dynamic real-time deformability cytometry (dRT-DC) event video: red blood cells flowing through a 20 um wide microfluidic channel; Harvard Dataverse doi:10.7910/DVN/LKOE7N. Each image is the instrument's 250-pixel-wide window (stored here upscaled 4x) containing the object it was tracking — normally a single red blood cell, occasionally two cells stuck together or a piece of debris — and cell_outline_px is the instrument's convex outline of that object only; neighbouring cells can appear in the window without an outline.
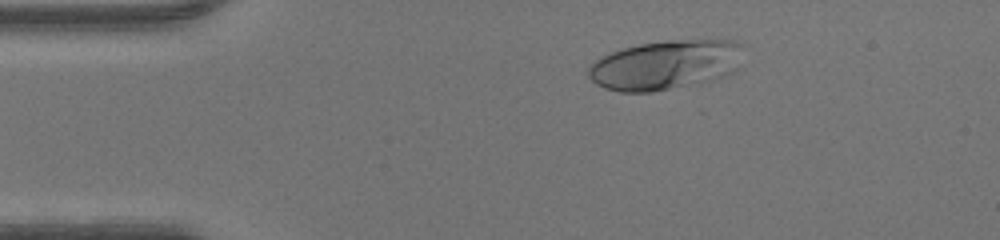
{"species": "human", "species_latin": "Homo sapiens", "temperature_condition": "warm", "stored_images_in_passage": 45, "camera_frame_rate_fps": 3000, "um_per_image_px": 0.085, "donor": {"sex": "male"}, "frame": {"image": 1, "passage_image": 6, "time_ms": 1.667, "image_size_px": [1000, 240], "cell_outline_px": [[748, 44], [736, 72], [700, 84], [652, 92], [620, 92], [604, 88], [596, 84], [588, 76], [588, 68], [600, 56], [624, 48], [640, 44], [668, 40], [736, 40]], "centroid_in_image_um": [56.66, 5.51], "position_along_channel_um": 28.3, "area_um2": 45.6}}
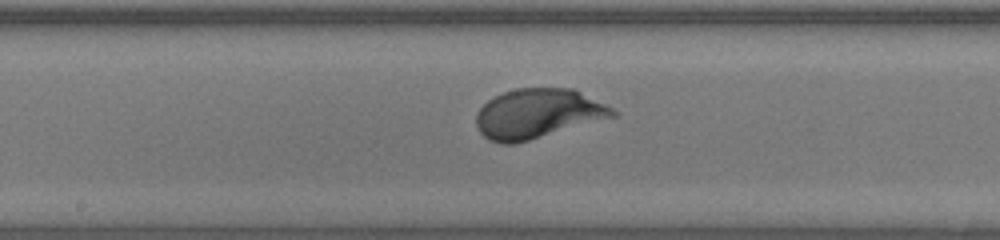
{"frame": {"image": 2, "passage_image": 22, "time_ms": 7.0, "image_size_px": [1000, 240], "cell_outline_px": [[620, 112], [616, 116], [528, 140], [512, 144], [500, 144], [488, 140], [480, 132], [476, 124], [476, 112], [488, 100], [504, 92], [516, 88], [572, 88]], "centroid_in_image_um": [45.68, 9.66], "position_along_channel_um": 202.5, "area_um2": 39.07}}
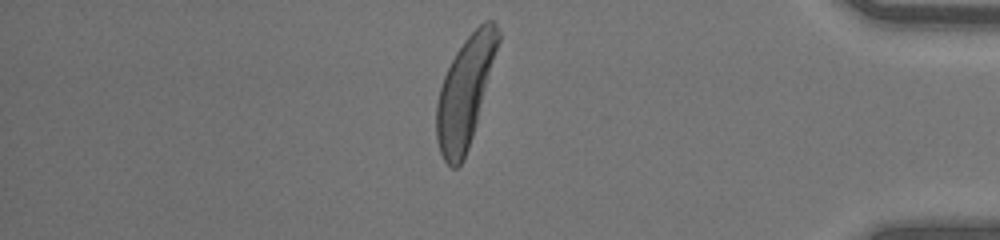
{"frame": {"image": 3, "passage_image": 38, "time_ms": 12.333, "image_size_px": [1000, 240], "cell_outline_px": [[500, 40], [476, 124], [464, 160], [456, 168], [452, 168], [444, 160], [440, 152], [436, 140], [436, 104], [440, 88], [444, 76], [456, 52], [464, 40], [484, 20], [492, 20], [496, 24], [500, 32]], "centroid_in_image_um": [39.52, 7.82], "position_along_channel_um": 395.7, "area_um2": 38.78}}